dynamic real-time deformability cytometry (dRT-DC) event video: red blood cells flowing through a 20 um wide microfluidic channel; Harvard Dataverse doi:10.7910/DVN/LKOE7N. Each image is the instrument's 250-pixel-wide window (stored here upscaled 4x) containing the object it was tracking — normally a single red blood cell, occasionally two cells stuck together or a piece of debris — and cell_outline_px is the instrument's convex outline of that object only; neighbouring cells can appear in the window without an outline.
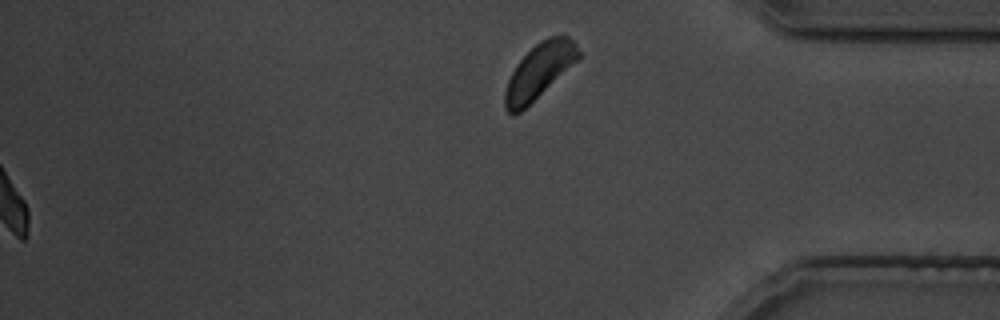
{"species": "common noctule bat (a hibernating species)", "species_latin": "Nyctalus noctula", "temperature_condition": "cold", "stored_images_in_passage": 27, "camera_frame_rate_fps": 3000, "um_per_image_px": 0.085, "animal": {"sex": "male", "body_mass_g": 19.5, "forearm_length_mm": 54.6}, "frame": {"image": 1, "passage_image": 27, "time_ms": 32.0, "image_size_px": [1000, 320], "cell_outline_px": [[584, 56], [520, 112], [512, 116], [504, 108], [504, 92], [508, 80], [516, 64], [540, 40], [548, 36], [568, 36], [576, 40]], "centroid_in_image_um": [45.89, 6.02], "position_along_channel_um": 389.3, "area_um2": 23.87}}